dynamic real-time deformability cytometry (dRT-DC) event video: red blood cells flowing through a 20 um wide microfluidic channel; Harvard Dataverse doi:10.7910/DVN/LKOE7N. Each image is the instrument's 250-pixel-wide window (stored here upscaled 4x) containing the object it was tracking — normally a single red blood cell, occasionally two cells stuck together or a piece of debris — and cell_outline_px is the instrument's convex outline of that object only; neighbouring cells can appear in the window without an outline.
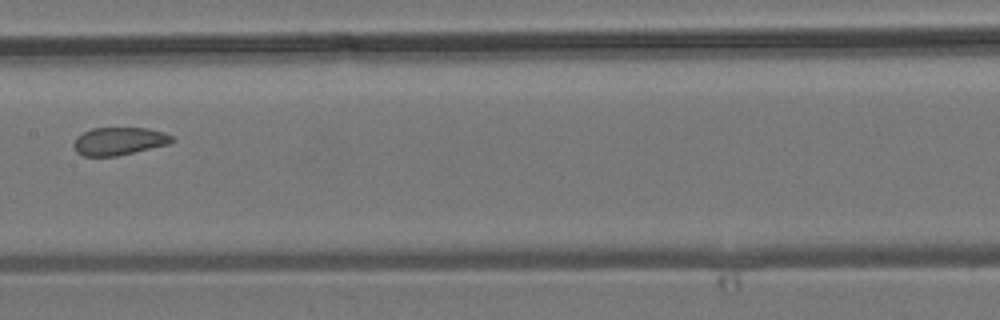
{"species": "common noctule bat (a hibernating species)", "species_latin": "Nyctalus noctula", "temperature_condition": "room temperature", "stored_images_in_passage": 8, "camera_frame_rate_fps": 3000, "um_per_image_px": 0.085, "animal": {"sex": "male", "body_mass_g": 19.2, "forearm_length_mm": 51.8}, "frame": {"image": 1, "passage_image": 7, "time_ms": 8.667, "image_size_px": [1000, 320], "cell_outline_px": [[176, 140], [168, 144], [116, 156], [84, 156], [76, 152], [72, 144], [76, 136], [92, 128], [148, 128], [164, 132], [172, 136]], "centroid_in_image_um": [10.1, 11.99], "position_along_channel_um": 197.3, "area_um2": 15.95}}
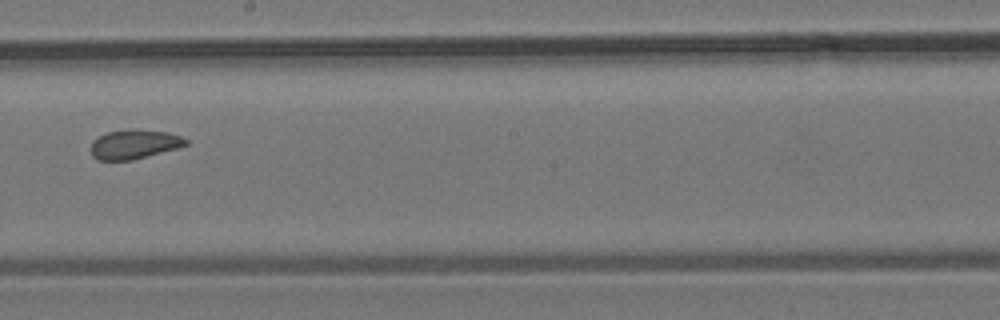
{"frame": {"image": 2, "passage_image": 8, "time_ms": 9.667, "image_size_px": [1000, 320], "cell_outline_px": [[188, 144], [176, 148], [132, 160], [100, 160], [92, 156], [88, 148], [92, 140], [108, 132], [128, 128], [168, 132], [180, 136], [188, 140]], "centroid_in_image_um": [11.35, 12.25], "position_along_channel_um": 236.8, "area_um2": 16.3}}